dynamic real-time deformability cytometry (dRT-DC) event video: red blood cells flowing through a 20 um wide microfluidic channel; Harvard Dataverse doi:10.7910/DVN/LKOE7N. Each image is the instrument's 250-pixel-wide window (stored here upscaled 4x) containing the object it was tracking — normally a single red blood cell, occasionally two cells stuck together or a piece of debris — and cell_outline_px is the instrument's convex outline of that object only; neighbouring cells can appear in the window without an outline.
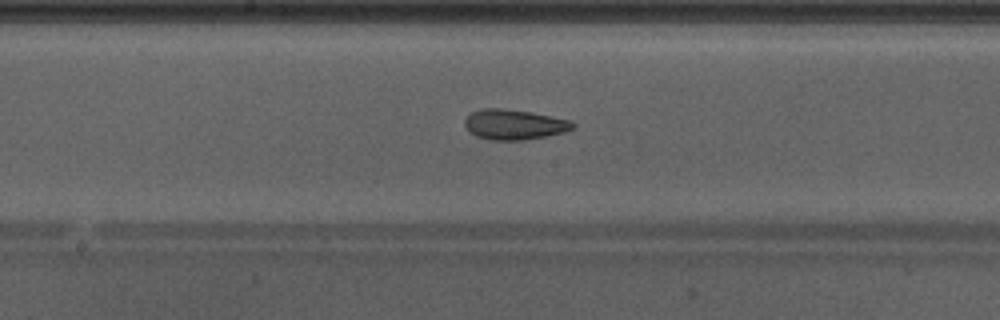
{"species": "Egyptian fruit bat (a non-hibernating species)", "species_latin": "Rousettus aegyptiacus", "temperature_condition": "warm", "stored_images_in_passage": 30, "camera_frame_rate_fps": 3000, "um_per_image_px": 0.085, "animal": {"sex": "male"}, "frame": {"image": 1, "passage_image": 13, "time_ms": 4.0, "image_size_px": [1000, 320], "cell_outline_px": [[576, 124], [572, 128], [564, 132], [524, 140], [492, 140], [476, 136], [468, 132], [464, 124], [464, 120], [472, 112], [480, 108], [504, 108], [528, 112], [572, 120]], "centroid_in_image_um": [43.67, 10.58], "position_along_channel_um": 204.5, "area_um2": 18.96}}